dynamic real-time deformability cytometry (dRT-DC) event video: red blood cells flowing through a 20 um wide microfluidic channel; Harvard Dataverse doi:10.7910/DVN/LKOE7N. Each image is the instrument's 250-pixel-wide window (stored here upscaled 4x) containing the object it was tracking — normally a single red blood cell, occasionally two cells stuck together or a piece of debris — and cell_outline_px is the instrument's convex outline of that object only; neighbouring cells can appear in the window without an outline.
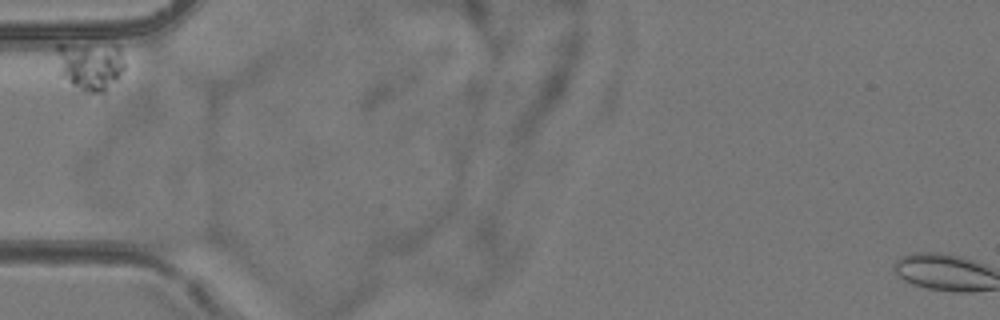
{"species": "common noctule bat (a hibernating species)", "species_latin": "Nyctalus noctula", "temperature_condition": "room temperature", "stored_images_in_passage": 3, "camera_frame_rate_fps": 3000, "um_per_image_px": 0.085, "animal": {"sex": "female", "body_mass_g": 24.6, "forearm_length_mm": 56.2}, "frame": {"image": 1, "passage_image": 1, "time_ms": 0.0, "image_size_px": [1000, 320], "cell_outline_px": [[124, 72], [104, 100], [84, 92], [60, 76], [56, 48], [56, 44], [64, 44], [120, 48], [124, 60]], "centroid_in_image_um": [7.72, 5.75], "position_along_channel_um": 77.3, "area_um2": 19.94}}
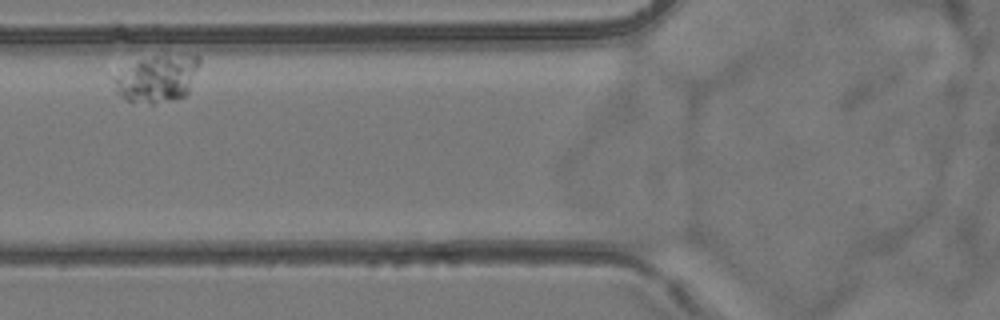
{"frame": {"image": 2, "passage_image": 2, "time_ms": 1.333, "image_size_px": [1000, 320], "cell_outline_px": [[200, 64], [188, 92], [184, 96], [152, 104], [128, 100], [120, 96], [116, 92], [112, 80], [112, 76], [140, 60], [152, 56], [200, 56]], "centroid_in_image_um": [13.34, 6.69], "position_along_channel_um": 112.5, "area_um2": 22.95}}